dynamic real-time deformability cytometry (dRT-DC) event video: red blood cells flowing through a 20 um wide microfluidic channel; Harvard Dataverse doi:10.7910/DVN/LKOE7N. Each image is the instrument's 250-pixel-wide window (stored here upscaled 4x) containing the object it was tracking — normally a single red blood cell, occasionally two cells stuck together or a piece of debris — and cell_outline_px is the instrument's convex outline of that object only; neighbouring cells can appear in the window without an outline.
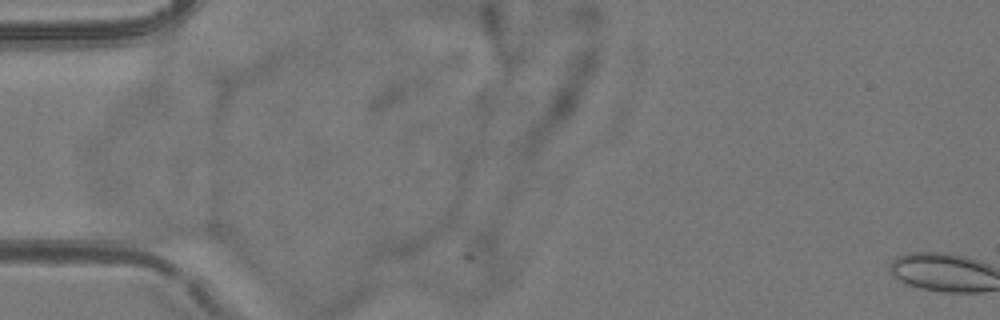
{"species": "common noctule bat (a hibernating species)", "species_latin": "Nyctalus noctula", "temperature_condition": "room temperature", "stored_images_in_passage": 2, "camera_frame_rate_fps": 3000, "um_per_image_px": 0.085, "animal": {"sex": "female", "body_mass_g": 24.6, "forearm_length_mm": 56.2}, "frame": {"image": 1, "passage_image": 1, "time_ms": 0.0, "image_size_px": [1000, 320], "cell_outline_px": [[220, 240], [168, 244], [164, 244], [132, 236], [108, 224], [108, 212], [148, 212], [212, 220], [216, 224], [220, 232]], "centroid_in_image_um": [14.0, 19.32], "position_along_channel_um": 71.0, "area_um2": 19.19}}